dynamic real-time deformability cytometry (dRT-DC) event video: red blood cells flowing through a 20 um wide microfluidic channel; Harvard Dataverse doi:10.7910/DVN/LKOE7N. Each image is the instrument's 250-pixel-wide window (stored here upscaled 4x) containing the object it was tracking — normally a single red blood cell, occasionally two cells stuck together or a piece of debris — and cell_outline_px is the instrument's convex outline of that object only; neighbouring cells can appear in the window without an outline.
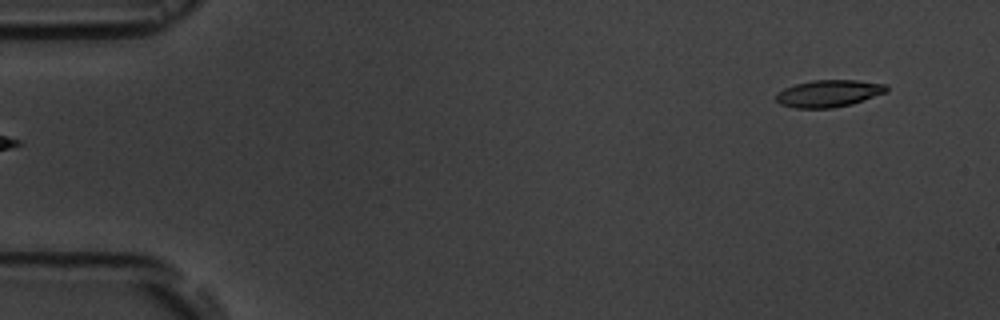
{"species": "common noctule bat (a hibernating species)", "species_latin": "Nyctalus noctula", "temperature_condition": "room temperature", "stored_images_in_passage": 5, "camera_frame_rate_fps": 3000, "um_per_image_px": 0.085, "animal": {"sex": "male", "body_mass_g": 19.5, "forearm_length_mm": 54.6}, "frame": {"image": 1, "passage_image": 1, "time_ms": 0.0, "image_size_px": [1000, 320], "cell_outline_px": [[888, 92], [852, 104], [832, 108], [796, 108], [780, 104], [776, 100], [776, 92], [784, 88], [796, 84], [812, 80], [856, 80], [888, 84]], "centroid_in_image_um": [70.46, 7.94], "position_along_channel_um": 14.5, "area_um2": 17.57}}
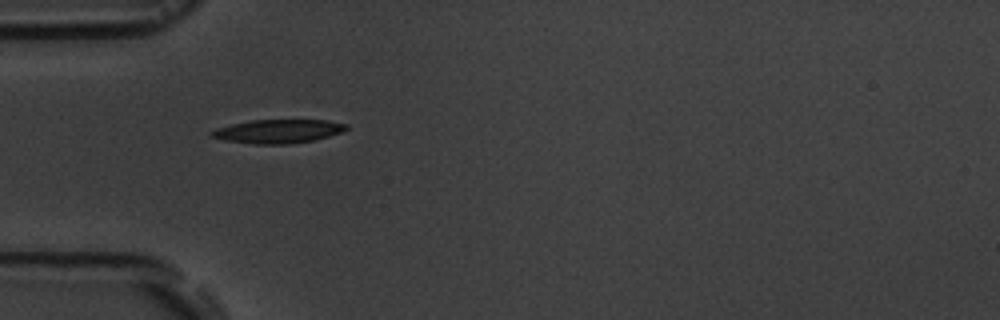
{"frame": {"image": 2, "passage_image": 4, "time_ms": 4.333, "image_size_px": [1000, 320], "cell_outline_px": [[348, 128], [344, 132], [312, 140], [292, 144], [252, 144], [224, 140], [212, 136], [208, 132], [216, 128], [232, 124], [252, 120], [328, 120], [348, 124]], "centroid_in_image_um": [23.66, 11.16], "position_along_channel_um": 61.3, "area_um2": 18.67}}
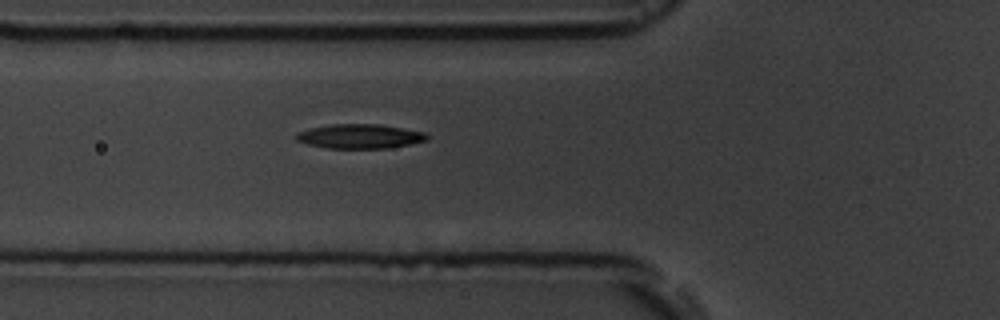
{"frame": {"image": 3, "passage_image": 5, "time_ms": 5.333, "image_size_px": [1000, 320], "cell_outline_px": [[428, 140], [388, 148], [328, 148], [308, 144], [296, 140], [296, 132], [312, 128], [332, 124], [380, 124], [404, 128], [424, 132], [428, 136]], "centroid_in_image_um": [30.59, 11.58], "position_along_channel_um": 95.2, "area_um2": 18.44}}